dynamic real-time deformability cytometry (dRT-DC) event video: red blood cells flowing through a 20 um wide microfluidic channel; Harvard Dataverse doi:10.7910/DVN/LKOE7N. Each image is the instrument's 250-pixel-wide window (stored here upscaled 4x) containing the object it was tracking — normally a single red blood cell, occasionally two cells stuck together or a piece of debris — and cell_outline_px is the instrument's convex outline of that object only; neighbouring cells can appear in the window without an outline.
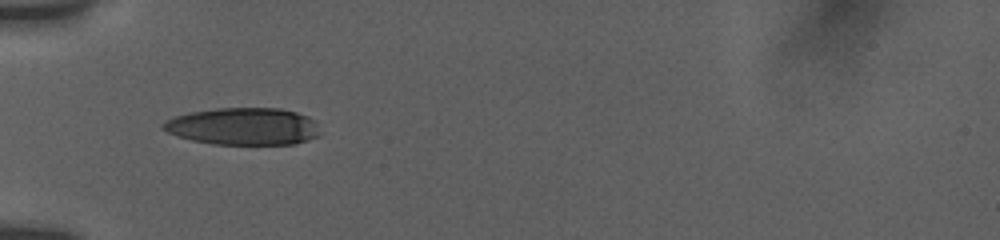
{"species": "human", "species_latin": "Homo sapiens", "temperature_condition": "room temperature", "stored_images_in_passage": 68, "camera_frame_rate_fps": 3000, "um_per_image_px": 0.085, "donor": {"sex": "female"}, "frame": {"image": 1, "passage_image": 1, "time_ms": 0.0, "image_size_px": [1000, 240], "cell_outline_px": [[320, 132], [316, 136], [308, 140], [292, 144], [212, 144], [192, 140], [176, 136], [160, 128], [160, 124], [176, 116], [192, 112], [216, 108], [280, 108], [296, 112], [308, 116], [316, 120]], "centroid_in_image_um": [20.69, 10.74], "position_along_channel_um": 64.3, "area_um2": 34.1}}
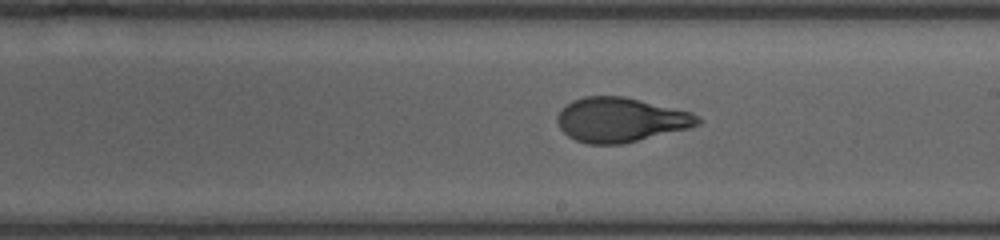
{"frame": {"image": 2, "passage_image": 25, "time_ms": 4.667, "image_size_px": [1000, 240], "cell_outline_px": [[704, 120], [700, 124], [688, 128], [624, 144], [588, 144], [576, 140], [568, 136], [560, 128], [556, 120], [556, 116], [560, 108], [572, 100], [584, 96], [624, 96], [692, 112]], "centroid_in_image_um": [52.74, 10.18], "position_along_channel_um": 236.3, "area_um2": 36.65}}
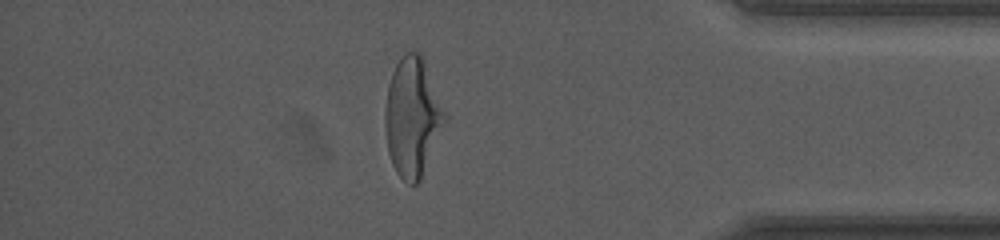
{"frame": {"image": 3, "passage_image": 55, "time_ms": 9.667, "image_size_px": [1000, 240], "cell_outline_px": [[448, 120], [420, 180], [416, 184], [408, 184], [396, 172], [392, 164], [388, 152], [384, 124], [384, 108], [388, 84], [392, 72], [396, 64], [404, 52], [420, 52], [448, 116]], "centroid_in_image_um": [35.06, 9.96], "position_along_channel_um": 400.1, "area_um2": 41.73}, "authors_computed_cell_mechanics": {"area_um2": 36.5874, "velocity_mm_per_s": 3.7909, "shape_relaxation_time_tau1_ms": 3.9536, "shape_relaxation_time_tau2_ms": 1.1194, "deformation_change_tau1": 0.1918, "deformation_change_tau2": 0.0673}}